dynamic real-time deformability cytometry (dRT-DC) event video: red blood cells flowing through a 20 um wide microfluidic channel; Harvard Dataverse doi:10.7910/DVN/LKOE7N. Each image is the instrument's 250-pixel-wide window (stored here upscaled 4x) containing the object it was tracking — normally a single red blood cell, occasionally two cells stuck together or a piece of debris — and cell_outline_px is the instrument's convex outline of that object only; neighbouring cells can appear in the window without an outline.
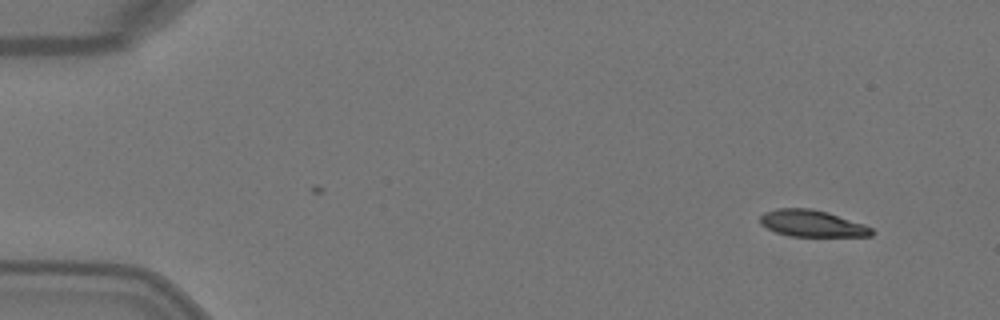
{"species": "Egyptian fruit bat (a non-hibernating species)", "species_latin": "Rousettus aegyptiacus", "temperature_condition": "warm", "stored_images_in_passage": 3, "camera_frame_rate_fps": 3000, "um_per_image_px": 0.085, "animal": {"sex": "female"}, "frame": {"image": 1, "passage_image": 1, "time_ms": 0.0, "image_size_px": [1000, 320], "cell_outline_px": [[872, 236], [788, 236], [776, 232], [760, 224], [760, 216], [764, 212], [776, 208], [812, 208], [828, 212], [864, 224], [872, 228]], "centroid_in_image_um": [69.0, 18.98], "position_along_channel_um": 16.0, "area_um2": 17.34}}